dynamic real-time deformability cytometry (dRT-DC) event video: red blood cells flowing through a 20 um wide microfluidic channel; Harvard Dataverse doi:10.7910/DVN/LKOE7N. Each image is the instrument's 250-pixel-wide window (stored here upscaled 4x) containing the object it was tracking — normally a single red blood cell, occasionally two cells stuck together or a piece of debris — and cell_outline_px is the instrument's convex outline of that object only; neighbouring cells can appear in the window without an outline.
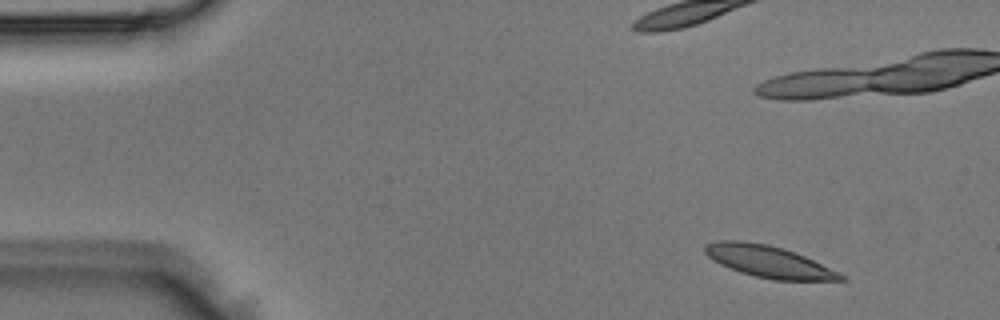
{"species": "Egyptian fruit bat (a non-hibernating species)", "species_latin": "Rousettus aegyptiacus", "temperature_condition": "room temperature", "stored_images_in_passage": 4, "camera_frame_rate_fps": 3000, "um_per_image_px": 0.085, "animal": {"sex": "male"}, "frame": {"image": 1, "passage_image": 1, "time_ms": 0.0, "image_size_px": [1000, 320], "cell_outline_px": [[848, 280], [776, 280], [756, 276], [740, 272], [720, 264], [712, 260], [704, 252], [704, 244], [716, 240], [744, 240], [768, 244], [804, 256], [840, 272]], "centroid_in_image_um": [65.29, 22.22], "position_along_channel_um": 19.7, "area_um2": 25.03}}